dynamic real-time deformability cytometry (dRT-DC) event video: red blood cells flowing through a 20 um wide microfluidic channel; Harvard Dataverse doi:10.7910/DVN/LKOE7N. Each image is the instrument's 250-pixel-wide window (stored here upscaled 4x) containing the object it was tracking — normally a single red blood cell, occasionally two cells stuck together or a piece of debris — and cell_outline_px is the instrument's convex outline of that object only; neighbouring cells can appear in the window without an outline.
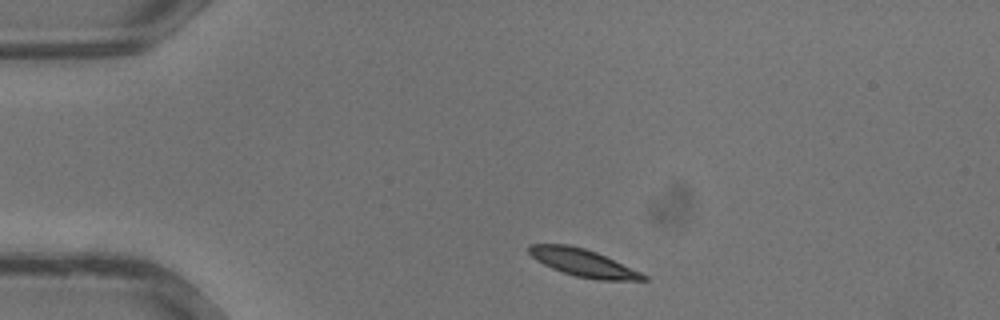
{"species": "common noctule bat (a hibernating species)", "species_latin": "Nyctalus noctula", "temperature_condition": "warm", "stored_images_in_passage": 9, "segment_of_instrument_passage": [1, 2], "camera_frame_rate_fps": 3000, "um_per_image_px": 0.085, "animal": {"sex": "male", "body_mass_g": 13.3}, "frame": {"image": 1, "passage_image": 1, "time_ms": 0.0, "image_size_px": [1000, 320], "cell_outline_px": [[648, 280], [600, 280], [576, 276], [552, 268], [536, 260], [528, 252], [528, 244], [568, 244], [584, 248], [596, 252], [640, 272], [648, 276]], "centroid_in_image_um": [49.54, 22.33], "position_along_channel_um": 35.5, "area_um2": 18.03}}
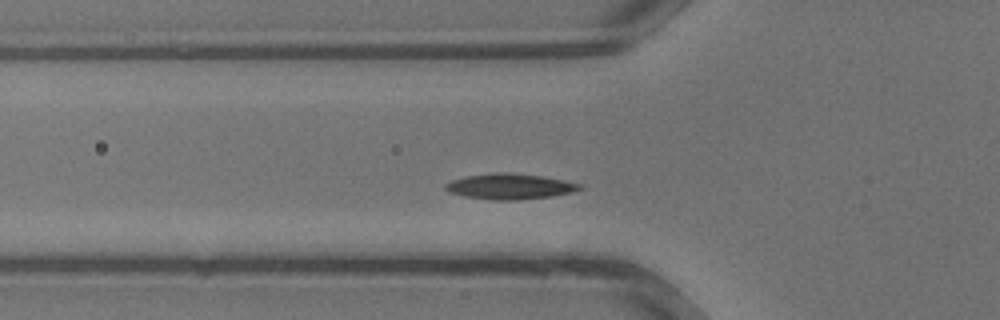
{"frame": {"image": 2, "passage_image": 6, "time_ms": 1.667, "image_size_px": [1000, 320], "cell_outline_px": [[584, 188], [572, 192], [552, 196], [520, 200], [492, 200], [464, 196], [448, 192], [444, 188], [444, 184], [452, 180], [464, 176], [492, 172], [508, 172], [544, 176], [580, 184]], "centroid_in_image_um": [43.3, 15.84], "position_along_channel_um": 82.5, "area_um2": 20.23}}
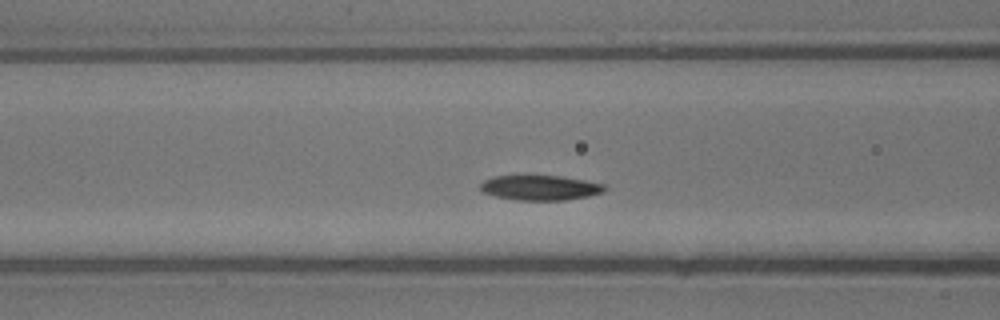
{"frame": {"image": 3, "passage_image": 8, "time_ms": 2.333, "image_size_px": [1000, 320], "cell_outline_px": [[608, 188], [604, 192], [588, 196], [564, 200], [516, 200], [496, 196], [484, 192], [480, 188], [480, 184], [484, 180], [492, 176], [520, 172], [560, 176], [584, 180], [604, 184]], "centroid_in_image_um": [45.86, 15.9], "position_along_channel_um": 120.7, "area_um2": 18.96}}